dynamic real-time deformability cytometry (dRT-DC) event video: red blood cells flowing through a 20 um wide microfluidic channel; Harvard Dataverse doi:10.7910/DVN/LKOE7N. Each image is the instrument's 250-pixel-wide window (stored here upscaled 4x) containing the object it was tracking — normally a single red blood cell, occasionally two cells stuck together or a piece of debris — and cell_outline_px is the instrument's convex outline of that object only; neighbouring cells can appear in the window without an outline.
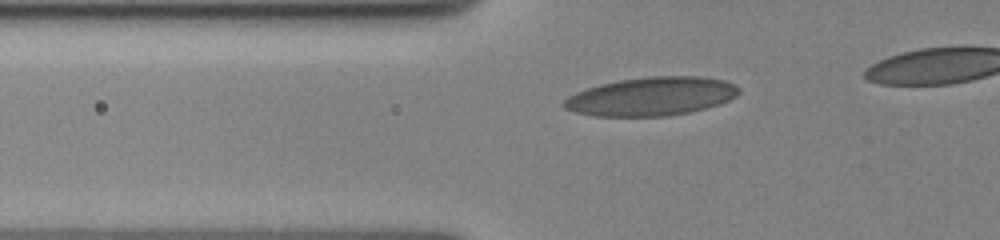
{"species": "human", "species_latin": "Homo sapiens", "temperature_condition": "cold", "stored_images_in_passage": 27, "camera_frame_rate_fps": 3000, "um_per_image_px": 0.085, "donor": {"sex": "female"}, "frame": {"image": 1, "passage_image": 7, "time_ms": 3.333, "image_size_px": [1000, 240], "cell_outline_px": [[740, 92], [736, 96], [720, 104], [688, 112], [668, 116], [592, 116], [576, 112], [564, 108], [560, 104], [568, 96], [576, 92], [600, 84], [620, 80], [648, 76], [700, 76], [724, 80], [736, 84], [740, 88]], "centroid_in_image_um": [55.37, 8.19], "position_along_channel_um": 70.4, "area_um2": 39.42}}
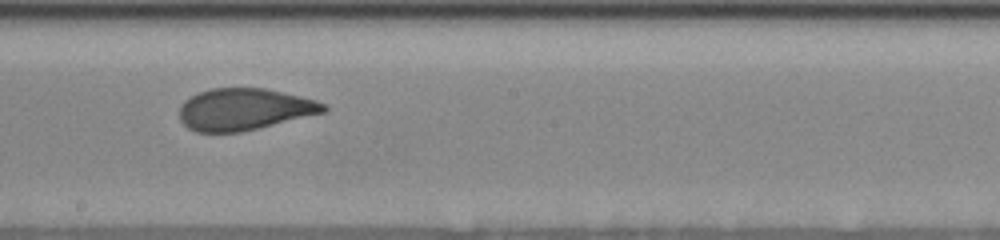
{"frame": {"image": 2, "passage_image": 15, "time_ms": 8.0, "image_size_px": [1000, 240], "cell_outline_px": [[328, 112], [240, 132], [196, 132], [188, 128], [180, 120], [180, 104], [184, 100], [200, 92], [212, 88], [264, 88], [300, 96], [316, 100], [328, 104]], "centroid_in_image_um": [20.8, 9.29], "position_along_channel_um": 227.4, "area_um2": 35.2}}
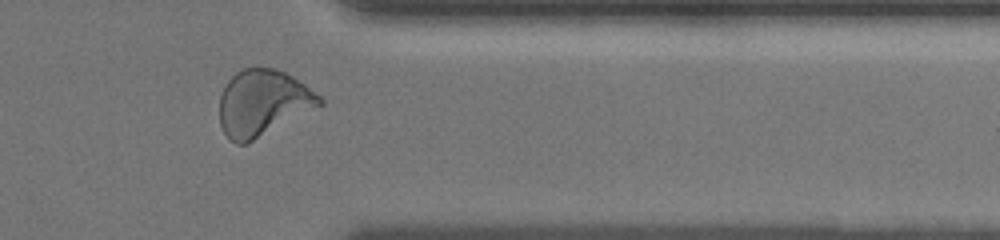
{"frame": {"image": 3, "passage_image": 25, "time_ms": 12.667, "image_size_px": [1000, 240], "cell_outline_px": [[324, 104], [244, 144], [236, 144], [228, 140], [220, 124], [220, 96], [224, 84], [236, 72], [244, 68], [272, 68], [284, 72], [292, 76], [304, 84], [320, 96], [324, 100]], "centroid_in_image_um": [22.31, 8.74], "position_along_channel_um": 389.1, "area_um2": 38.15}}